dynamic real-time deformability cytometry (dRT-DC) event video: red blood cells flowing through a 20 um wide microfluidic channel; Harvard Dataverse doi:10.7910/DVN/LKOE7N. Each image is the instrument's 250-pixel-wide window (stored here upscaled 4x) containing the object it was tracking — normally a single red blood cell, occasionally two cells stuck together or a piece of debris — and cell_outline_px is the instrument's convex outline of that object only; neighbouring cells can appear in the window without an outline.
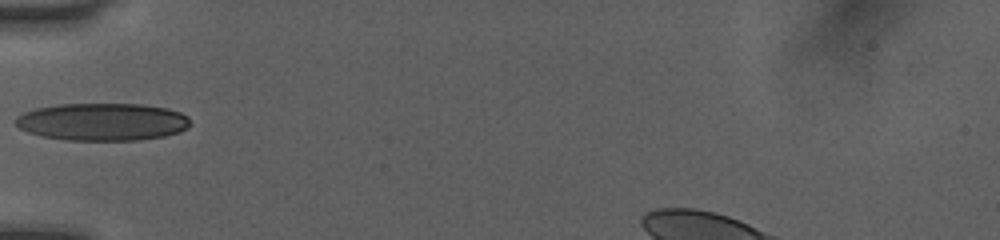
{"species": "human", "species_latin": "Homo sapiens", "temperature_condition": "room temperature", "stored_images_in_passage": 34, "camera_frame_rate_fps": 3000, "um_per_image_px": 0.085, "donor": {"sex": "female"}, "frame": {"image": 1, "passage_image": 1, "time_ms": 0.0, "image_size_px": [1000, 240], "cell_outline_px": [[188, 128], [180, 132], [164, 136], [140, 140], [68, 140], [40, 136], [28, 132], [20, 128], [12, 120], [16, 116], [24, 112], [36, 108], [60, 104], [140, 104], [168, 108], [180, 112], [188, 116]], "centroid_in_image_um": [8.69, 10.35], "position_along_channel_um": 76.3, "area_um2": 38.38}}
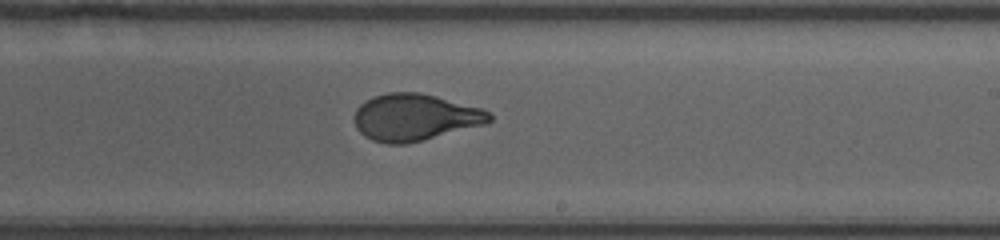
{"frame": {"image": 2, "passage_image": 14, "time_ms": 4.333, "image_size_px": [1000, 240], "cell_outline_px": [[492, 120], [488, 124], [424, 140], [404, 144], [384, 144], [372, 140], [364, 136], [356, 128], [356, 108], [360, 104], [372, 96], [388, 92], [420, 92], [484, 108], [492, 116]], "centroid_in_image_um": [35.3, 9.97], "position_along_channel_um": 253.7, "area_um2": 37.22}}
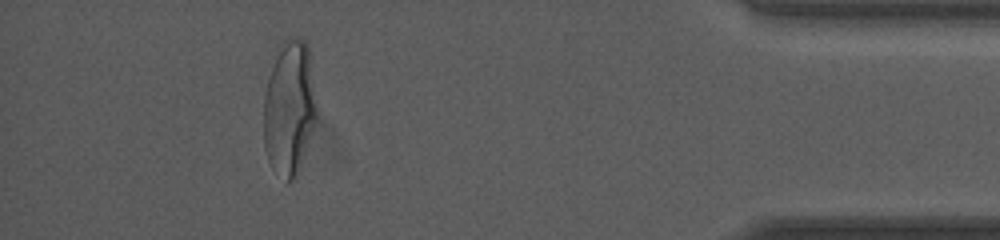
{"frame": {"image": 3, "passage_image": 29, "time_ms": 9.333, "image_size_px": [1000, 240], "cell_outline_px": [[316, 116], [300, 168], [296, 176], [288, 184], [272, 168], [268, 160], [264, 148], [264, 96], [268, 80], [280, 44], [284, 40], [296, 36], [304, 40], [308, 44], [316, 108]], "centroid_in_image_um": [24.58, 9.2], "position_along_channel_um": 410.6, "area_um2": 41.1}}